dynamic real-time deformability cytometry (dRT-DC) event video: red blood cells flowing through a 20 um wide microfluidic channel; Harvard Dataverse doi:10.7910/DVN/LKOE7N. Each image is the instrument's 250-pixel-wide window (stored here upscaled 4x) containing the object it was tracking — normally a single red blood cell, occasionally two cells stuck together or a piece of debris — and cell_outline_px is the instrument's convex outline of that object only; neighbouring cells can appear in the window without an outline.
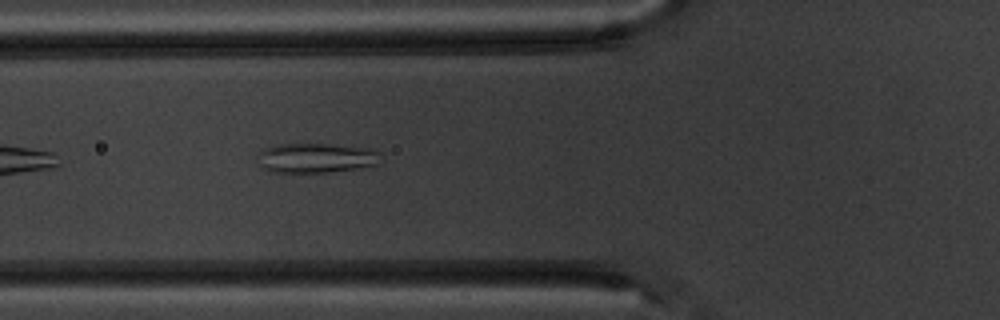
{"species": "common noctule bat (a hibernating species)", "species_latin": "Nyctalus noctula", "temperature_condition": "warm", "stored_images_in_passage": 5, "camera_frame_rate_fps": 3000, "um_per_image_px": 0.085, "animal": {"sex": "male", "body_mass_g": 20.1, "forearm_length_mm": 53.5}, "frame": {"image": 1, "passage_image": 5, "time_ms": 5.333, "image_size_px": [1000, 320], "cell_outline_px": [[380, 164], [356, 168], [328, 172], [268, 172], [260, 168], [256, 152], [260, 148], [276, 144], [324, 144], [372, 148], [380, 152]], "centroid_in_image_um": [26.79, 13.42], "position_along_channel_um": 99.0, "area_um2": 21.73}}